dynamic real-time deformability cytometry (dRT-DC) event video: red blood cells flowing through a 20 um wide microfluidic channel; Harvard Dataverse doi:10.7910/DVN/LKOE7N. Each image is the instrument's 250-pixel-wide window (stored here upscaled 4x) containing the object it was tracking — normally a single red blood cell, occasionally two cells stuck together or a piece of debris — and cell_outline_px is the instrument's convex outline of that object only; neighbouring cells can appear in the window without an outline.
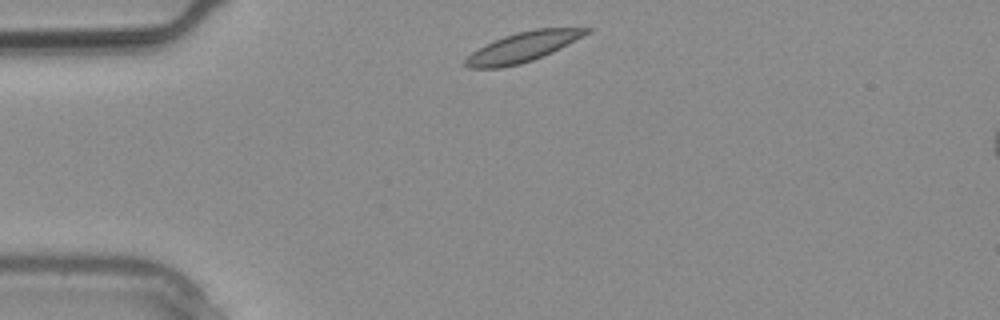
{"species": "common noctule bat (a hibernating species)", "species_latin": "Nyctalus noctula", "temperature_condition": "warm", "stored_images_in_passage": 2, "camera_frame_rate_fps": 3000, "um_per_image_px": 0.085, "animal": {"sex": "male", "body_mass_g": 20.4}, "frame": {"image": 1, "passage_image": 1, "time_ms": 0.0, "image_size_px": [1000, 320], "cell_outline_px": [[592, 32], [552, 52], [532, 60], [520, 64], [500, 68], [468, 68], [464, 64], [464, 60], [472, 52], [484, 44], [504, 36], [516, 32], [536, 28], [592, 28]], "centroid_in_image_um": [44.43, 3.99], "position_along_channel_um": 40.6, "area_um2": 20.98}}
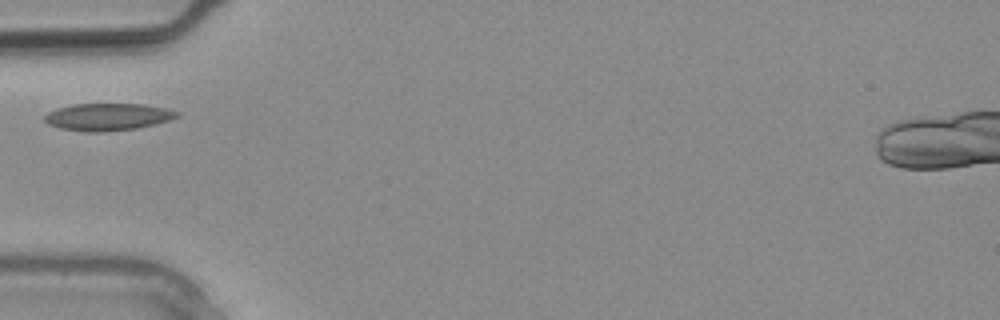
{"frame": {"image": 2, "passage_image": 2, "time_ms": 0.333, "image_size_px": [1000, 320], "cell_outline_px": [[180, 116], [156, 124], [136, 128], [100, 132], [84, 132], [60, 128], [48, 124], [44, 120], [44, 116], [48, 112], [72, 104], [144, 104], [164, 108], [180, 112]], "centroid_in_image_um": [9.16, 9.94], "position_along_channel_um": 75.8, "area_um2": 20.92}}